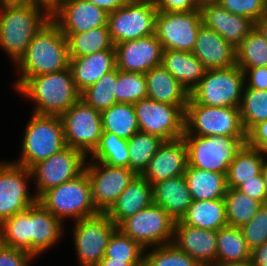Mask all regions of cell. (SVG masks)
I'll return each instance as SVG.
<instances>
[{"label":"cell","mask_w":267,"mask_h":266,"mask_svg":"<svg viewBox=\"0 0 267 266\" xmlns=\"http://www.w3.org/2000/svg\"><path fill=\"white\" fill-rule=\"evenodd\" d=\"M69 65L66 36L50 18L34 35L26 52L14 65L20 75L12 86L17 90L32 76L60 72L69 68Z\"/></svg>","instance_id":"1"},{"label":"cell","mask_w":267,"mask_h":266,"mask_svg":"<svg viewBox=\"0 0 267 266\" xmlns=\"http://www.w3.org/2000/svg\"><path fill=\"white\" fill-rule=\"evenodd\" d=\"M51 18L42 4L0 3V48L16 64L26 52L34 35Z\"/></svg>","instance_id":"2"},{"label":"cell","mask_w":267,"mask_h":266,"mask_svg":"<svg viewBox=\"0 0 267 266\" xmlns=\"http://www.w3.org/2000/svg\"><path fill=\"white\" fill-rule=\"evenodd\" d=\"M15 91L34 104L33 113L57 116L65 113L81 94L70 67L56 73L32 76Z\"/></svg>","instance_id":"3"},{"label":"cell","mask_w":267,"mask_h":266,"mask_svg":"<svg viewBox=\"0 0 267 266\" xmlns=\"http://www.w3.org/2000/svg\"><path fill=\"white\" fill-rule=\"evenodd\" d=\"M65 147L60 116L32 113L22 138L21 156L14 163L31 169Z\"/></svg>","instance_id":"4"},{"label":"cell","mask_w":267,"mask_h":266,"mask_svg":"<svg viewBox=\"0 0 267 266\" xmlns=\"http://www.w3.org/2000/svg\"><path fill=\"white\" fill-rule=\"evenodd\" d=\"M38 202L65 224L66 220L75 222L99 213L92 201L91 184L85 171L76 178L45 191Z\"/></svg>","instance_id":"5"},{"label":"cell","mask_w":267,"mask_h":266,"mask_svg":"<svg viewBox=\"0 0 267 266\" xmlns=\"http://www.w3.org/2000/svg\"><path fill=\"white\" fill-rule=\"evenodd\" d=\"M188 165L200 170L227 174L229 165L247 141V136L183 135Z\"/></svg>","instance_id":"6"},{"label":"cell","mask_w":267,"mask_h":266,"mask_svg":"<svg viewBox=\"0 0 267 266\" xmlns=\"http://www.w3.org/2000/svg\"><path fill=\"white\" fill-rule=\"evenodd\" d=\"M184 119L183 135L247 136L239 107L205 106L190 97Z\"/></svg>","instance_id":"7"},{"label":"cell","mask_w":267,"mask_h":266,"mask_svg":"<svg viewBox=\"0 0 267 266\" xmlns=\"http://www.w3.org/2000/svg\"><path fill=\"white\" fill-rule=\"evenodd\" d=\"M244 88V72L239 66L208 69L190 97L205 106L239 107Z\"/></svg>","instance_id":"8"},{"label":"cell","mask_w":267,"mask_h":266,"mask_svg":"<svg viewBox=\"0 0 267 266\" xmlns=\"http://www.w3.org/2000/svg\"><path fill=\"white\" fill-rule=\"evenodd\" d=\"M175 221L160 205L152 203L123 220L117 229L148 249L172 243Z\"/></svg>","instance_id":"9"},{"label":"cell","mask_w":267,"mask_h":266,"mask_svg":"<svg viewBox=\"0 0 267 266\" xmlns=\"http://www.w3.org/2000/svg\"><path fill=\"white\" fill-rule=\"evenodd\" d=\"M157 8L153 0H130L108 13L107 26L114 44L155 34Z\"/></svg>","instance_id":"10"},{"label":"cell","mask_w":267,"mask_h":266,"mask_svg":"<svg viewBox=\"0 0 267 266\" xmlns=\"http://www.w3.org/2000/svg\"><path fill=\"white\" fill-rule=\"evenodd\" d=\"M72 224V240L79 266H96L104 258L109 239L117 226L106 213H98Z\"/></svg>","instance_id":"11"},{"label":"cell","mask_w":267,"mask_h":266,"mask_svg":"<svg viewBox=\"0 0 267 266\" xmlns=\"http://www.w3.org/2000/svg\"><path fill=\"white\" fill-rule=\"evenodd\" d=\"M60 118L66 146L89 156L98 146L103 133L101 112L80 98Z\"/></svg>","instance_id":"12"},{"label":"cell","mask_w":267,"mask_h":266,"mask_svg":"<svg viewBox=\"0 0 267 266\" xmlns=\"http://www.w3.org/2000/svg\"><path fill=\"white\" fill-rule=\"evenodd\" d=\"M87 158L82 151L66 146L48 159L35 164L31 172L37 198L45 191L81 175L85 171Z\"/></svg>","instance_id":"13"},{"label":"cell","mask_w":267,"mask_h":266,"mask_svg":"<svg viewBox=\"0 0 267 266\" xmlns=\"http://www.w3.org/2000/svg\"><path fill=\"white\" fill-rule=\"evenodd\" d=\"M30 180L31 169L14 160L0 162V223L38 202L36 194L29 191Z\"/></svg>","instance_id":"14"},{"label":"cell","mask_w":267,"mask_h":266,"mask_svg":"<svg viewBox=\"0 0 267 266\" xmlns=\"http://www.w3.org/2000/svg\"><path fill=\"white\" fill-rule=\"evenodd\" d=\"M201 25L199 9L186 12L158 11L155 35L164 50L192 52Z\"/></svg>","instance_id":"15"},{"label":"cell","mask_w":267,"mask_h":266,"mask_svg":"<svg viewBox=\"0 0 267 266\" xmlns=\"http://www.w3.org/2000/svg\"><path fill=\"white\" fill-rule=\"evenodd\" d=\"M133 105L141 132L157 135L165 141L182 138L185 111L180 106L149 98L141 99Z\"/></svg>","instance_id":"16"},{"label":"cell","mask_w":267,"mask_h":266,"mask_svg":"<svg viewBox=\"0 0 267 266\" xmlns=\"http://www.w3.org/2000/svg\"><path fill=\"white\" fill-rule=\"evenodd\" d=\"M85 172L91 184L92 201L99 213H106L136 174L127 167L87 160Z\"/></svg>","instance_id":"17"},{"label":"cell","mask_w":267,"mask_h":266,"mask_svg":"<svg viewBox=\"0 0 267 266\" xmlns=\"http://www.w3.org/2000/svg\"><path fill=\"white\" fill-rule=\"evenodd\" d=\"M51 18L62 33H81L107 26L108 13L86 0H62L51 11Z\"/></svg>","instance_id":"18"},{"label":"cell","mask_w":267,"mask_h":266,"mask_svg":"<svg viewBox=\"0 0 267 266\" xmlns=\"http://www.w3.org/2000/svg\"><path fill=\"white\" fill-rule=\"evenodd\" d=\"M117 69L145 74L162 63L163 46L155 34L115 45Z\"/></svg>","instance_id":"19"},{"label":"cell","mask_w":267,"mask_h":266,"mask_svg":"<svg viewBox=\"0 0 267 266\" xmlns=\"http://www.w3.org/2000/svg\"><path fill=\"white\" fill-rule=\"evenodd\" d=\"M199 10L202 24L216 31L235 48L255 27L252 20L230 13L215 0H204Z\"/></svg>","instance_id":"20"},{"label":"cell","mask_w":267,"mask_h":266,"mask_svg":"<svg viewBox=\"0 0 267 266\" xmlns=\"http://www.w3.org/2000/svg\"><path fill=\"white\" fill-rule=\"evenodd\" d=\"M172 243L201 266L217 264V231L191 227L177 220Z\"/></svg>","instance_id":"21"},{"label":"cell","mask_w":267,"mask_h":266,"mask_svg":"<svg viewBox=\"0 0 267 266\" xmlns=\"http://www.w3.org/2000/svg\"><path fill=\"white\" fill-rule=\"evenodd\" d=\"M187 165V148L184 139L164 141L150 160L142 176L152 185L184 175Z\"/></svg>","instance_id":"22"},{"label":"cell","mask_w":267,"mask_h":266,"mask_svg":"<svg viewBox=\"0 0 267 266\" xmlns=\"http://www.w3.org/2000/svg\"><path fill=\"white\" fill-rule=\"evenodd\" d=\"M192 53L207 70L224 69L237 65L236 48L216 31L203 24L199 28Z\"/></svg>","instance_id":"23"},{"label":"cell","mask_w":267,"mask_h":266,"mask_svg":"<svg viewBox=\"0 0 267 266\" xmlns=\"http://www.w3.org/2000/svg\"><path fill=\"white\" fill-rule=\"evenodd\" d=\"M64 227V223L39 202L30 206L31 254L38 258L55 247L64 236Z\"/></svg>","instance_id":"24"},{"label":"cell","mask_w":267,"mask_h":266,"mask_svg":"<svg viewBox=\"0 0 267 266\" xmlns=\"http://www.w3.org/2000/svg\"><path fill=\"white\" fill-rule=\"evenodd\" d=\"M144 75L147 82V98L180 106L185 111L190 93L162 64L153 67Z\"/></svg>","instance_id":"25"},{"label":"cell","mask_w":267,"mask_h":266,"mask_svg":"<svg viewBox=\"0 0 267 266\" xmlns=\"http://www.w3.org/2000/svg\"><path fill=\"white\" fill-rule=\"evenodd\" d=\"M152 203V185L142 175H136L106 214L118 226Z\"/></svg>","instance_id":"26"},{"label":"cell","mask_w":267,"mask_h":266,"mask_svg":"<svg viewBox=\"0 0 267 266\" xmlns=\"http://www.w3.org/2000/svg\"><path fill=\"white\" fill-rule=\"evenodd\" d=\"M69 67L75 86L81 93L117 67L116 50L99 51L83 57H70Z\"/></svg>","instance_id":"27"},{"label":"cell","mask_w":267,"mask_h":266,"mask_svg":"<svg viewBox=\"0 0 267 266\" xmlns=\"http://www.w3.org/2000/svg\"><path fill=\"white\" fill-rule=\"evenodd\" d=\"M152 194L153 203L160 205L176 221L192 203L184 175L152 184Z\"/></svg>","instance_id":"28"},{"label":"cell","mask_w":267,"mask_h":266,"mask_svg":"<svg viewBox=\"0 0 267 266\" xmlns=\"http://www.w3.org/2000/svg\"><path fill=\"white\" fill-rule=\"evenodd\" d=\"M180 221L188 226L218 231L228 226L224 198L192 200Z\"/></svg>","instance_id":"29"},{"label":"cell","mask_w":267,"mask_h":266,"mask_svg":"<svg viewBox=\"0 0 267 266\" xmlns=\"http://www.w3.org/2000/svg\"><path fill=\"white\" fill-rule=\"evenodd\" d=\"M190 93L205 75L206 68L192 53L164 50L161 63Z\"/></svg>","instance_id":"30"},{"label":"cell","mask_w":267,"mask_h":266,"mask_svg":"<svg viewBox=\"0 0 267 266\" xmlns=\"http://www.w3.org/2000/svg\"><path fill=\"white\" fill-rule=\"evenodd\" d=\"M184 176L192 200L224 198L228 189L226 174L200 170L187 165Z\"/></svg>","instance_id":"31"},{"label":"cell","mask_w":267,"mask_h":266,"mask_svg":"<svg viewBox=\"0 0 267 266\" xmlns=\"http://www.w3.org/2000/svg\"><path fill=\"white\" fill-rule=\"evenodd\" d=\"M264 155L259 149L245 143L229 165L227 187L237 189L246 180L260 174Z\"/></svg>","instance_id":"32"},{"label":"cell","mask_w":267,"mask_h":266,"mask_svg":"<svg viewBox=\"0 0 267 266\" xmlns=\"http://www.w3.org/2000/svg\"><path fill=\"white\" fill-rule=\"evenodd\" d=\"M66 36L69 57H83L104 50H116L108 26L81 33H63Z\"/></svg>","instance_id":"33"},{"label":"cell","mask_w":267,"mask_h":266,"mask_svg":"<svg viewBox=\"0 0 267 266\" xmlns=\"http://www.w3.org/2000/svg\"><path fill=\"white\" fill-rule=\"evenodd\" d=\"M251 260L241 228L227 226L217 231V264L242 263Z\"/></svg>","instance_id":"34"},{"label":"cell","mask_w":267,"mask_h":266,"mask_svg":"<svg viewBox=\"0 0 267 266\" xmlns=\"http://www.w3.org/2000/svg\"><path fill=\"white\" fill-rule=\"evenodd\" d=\"M102 131L111 132L121 139H130L139 130L132 103H116L101 112Z\"/></svg>","instance_id":"35"},{"label":"cell","mask_w":267,"mask_h":266,"mask_svg":"<svg viewBox=\"0 0 267 266\" xmlns=\"http://www.w3.org/2000/svg\"><path fill=\"white\" fill-rule=\"evenodd\" d=\"M0 243L31 254L30 207L0 223Z\"/></svg>","instance_id":"36"},{"label":"cell","mask_w":267,"mask_h":266,"mask_svg":"<svg viewBox=\"0 0 267 266\" xmlns=\"http://www.w3.org/2000/svg\"><path fill=\"white\" fill-rule=\"evenodd\" d=\"M165 140L161 137L138 131L128 139L129 169L142 175L150 160Z\"/></svg>","instance_id":"37"},{"label":"cell","mask_w":267,"mask_h":266,"mask_svg":"<svg viewBox=\"0 0 267 266\" xmlns=\"http://www.w3.org/2000/svg\"><path fill=\"white\" fill-rule=\"evenodd\" d=\"M88 157L92 161L129 168L128 139H121L111 132H103L98 146Z\"/></svg>","instance_id":"38"},{"label":"cell","mask_w":267,"mask_h":266,"mask_svg":"<svg viewBox=\"0 0 267 266\" xmlns=\"http://www.w3.org/2000/svg\"><path fill=\"white\" fill-rule=\"evenodd\" d=\"M228 226L241 228L257 213L262 203L237 189L228 188L225 196Z\"/></svg>","instance_id":"39"},{"label":"cell","mask_w":267,"mask_h":266,"mask_svg":"<svg viewBox=\"0 0 267 266\" xmlns=\"http://www.w3.org/2000/svg\"><path fill=\"white\" fill-rule=\"evenodd\" d=\"M236 63L241 69L267 67V40L255 27L236 48Z\"/></svg>","instance_id":"40"},{"label":"cell","mask_w":267,"mask_h":266,"mask_svg":"<svg viewBox=\"0 0 267 266\" xmlns=\"http://www.w3.org/2000/svg\"><path fill=\"white\" fill-rule=\"evenodd\" d=\"M116 82L117 67L81 92L80 98L95 110L102 112L117 103L114 94L116 92Z\"/></svg>","instance_id":"41"},{"label":"cell","mask_w":267,"mask_h":266,"mask_svg":"<svg viewBox=\"0 0 267 266\" xmlns=\"http://www.w3.org/2000/svg\"><path fill=\"white\" fill-rule=\"evenodd\" d=\"M239 110L243 128L248 133L256 124L267 120V90L245 87Z\"/></svg>","instance_id":"42"},{"label":"cell","mask_w":267,"mask_h":266,"mask_svg":"<svg viewBox=\"0 0 267 266\" xmlns=\"http://www.w3.org/2000/svg\"><path fill=\"white\" fill-rule=\"evenodd\" d=\"M144 253L145 249L139 243L116 229L109 239L105 257L124 260L132 266H143Z\"/></svg>","instance_id":"43"},{"label":"cell","mask_w":267,"mask_h":266,"mask_svg":"<svg viewBox=\"0 0 267 266\" xmlns=\"http://www.w3.org/2000/svg\"><path fill=\"white\" fill-rule=\"evenodd\" d=\"M145 253L143 266H201L173 243L145 249Z\"/></svg>","instance_id":"44"},{"label":"cell","mask_w":267,"mask_h":266,"mask_svg":"<svg viewBox=\"0 0 267 266\" xmlns=\"http://www.w3.org/2000/svg\"><path fill=\"white\" fill-rule=\"evenodd\" d=\"M115 98L117 103H136L147 98L145 75L138 72L120 71L117 69Z\"/></svg>","instance_id":"45"},{"label":"cell","mask_w":267,"mask_h":266,"mask_svg":"<svg viewBox=\"0 0 267 266\" xmlns=\"http://www.w3.org/2000/svg\"><path fill=\"white\" fill-rule=\"evenodd\" d=\"M248 248H254L267 242V203L262 204L254 217L241 227Z\"/></svg>","instance_id":"46"},{"label":"cell","mask_w":267,"mask_h":266,"mask_svg":"<svg viewBox=\"0 0 267 266\" xmlns=\"http://www.w3.org/2000/svg\"><path fill=\"white\" fill-rule=\"evenodd\" d=\"M230 13L242 15L254 23L267 13L263 0H215Z\"/></svg>","instance_id":"47"},{"label":"cell","mask_w":267,"mask_h":266,"mask_svg":"<svg viewBox=\"0 0 267 266\" xmlns=\"http://www.w3.org/2000/svg\"><path fill=\"white\" fill-rule=\"evenodd\" d=\"M35 257L27 251L0 243V266H30Z\"/></svg>","instance_id":"48"},{"label":"cell","mask_w":267,"mask_h":266,"mask_svg":"<svg viewBox=\"0 0 267 266\" xmlns=\"http://www.w3.org/2000/svg\"><path fill=\"white\" fill-rule=\"evenodd\" d=\"M237 190L246 194L248 197L260 201L262 204L267 203V186L262 173L253 176L252 179L246 180Z\"/></svg>","instance_id":"49"},{"label":"cell","mask_w":267,"mask_h":266,"mask_svg":"<svg viewBox=\"0 0 267 266\" xmlns=\"http://www.w3.org/2000/svg\"><path fill=\"white\" fill-rule=\"evenodd\" d=\"M158 11L186 12L197 10L204 0H153Z\"/></svg>","instance_id":"50"},{"label":"cell","mask_w":267,"mask_h":266,"mask_svg":"<svg viewBox=\"0 0 267 266\" xmlns=\"http://www.w3.org/2000/svg\"><path fill=\"white\" fill-rule=\"evenodd\" d=\"M244 72L245 87L267 90V67L241 69Z\"/></svg>","instance_id":"51"},{"label":"cell","mask_w":267,"mask_h":266,"mask_svg":"<svg viewBox=\"0 0 267 266\" xmlns=\"http://www.w3.org/2000/svg\"><path fill=\"white\" fill-rule=\"evenodd\" d=\"M246 143L267 154V120L256 124L247 133Z\"/></svg>","instance_id":"52"},{"label":"cell","mask_w":267,"mask_h":266,"mask_svg":"<svg viewBox=\"0 0 267 266\" xmlns=\"http://www.w3.org/2000/svg\"><path fill=\"white\" fill-rule=\"evenodd\" d=\"M105 10L107 13L116 11L126 5L130 0H86Z\"/></svg>","instance_id":"53"},{"label":"cell","mask_w":267,"mask_h":266,"mask_svg":"<svg viewBox=\"0 0 267 266\" xmlns=\"http://www.w3.org/2000/svg\"><path fill=\"white\" fill-rule=\"evenodd\" d=\"M253 266H267V242L251 251Z\"/></svg>","instance_id":"54"},{"label":"cell","mask_w":267,"mask_h":266,"mask_svg":"<svg viewBox=\"0 0 267 266\" xmlns=\"http://www.w3.org/2000/svg\"><path fill=\"white\" fill-rule=\"evenodd\" d=\"M96 266H132L128 262H124V260H113L110 258H104L96 265Z\"/></svg>","instance_id":"55"},{"label":"cell","mask_w":267,"mask_h":266,"mask_svg":"<svg viewBox=\"0 0 267 266\" xmlns=\"http://www.w3.org/2000/svg\"><path fill=\"white\" fill-rule=\"evenodd\" d=\"M255 28L267 40V13L255 22Z\"/></svg>","instance_id":"56"},{"label":"cell","mask_w":267,"mask_h":266,"mask_svg":"<svg viewBox=\"0 0 267 266\" xmlns=\"http://www.w3.org/2000/svg\"><path fill=\"white\" fill-rule=\"evenodd\" d=\"M2 4H41L38 0H0Z\"/></svg>","instance_id":"57"},{"label":"cell","mask_w":267,"mask_h":266,"mask_svg":"<svg viewBox=\"0 0 267 266\" xmlns=\"http://www.w3.org/2000/svg\"><path fill=\"white\" fill-rule=\"evenodd\" d=\"M43 6L52 11L62 0H38Z\"/></svg>","instance_id":"58"},{"label":"cell","mask_w":267,"mask_h":266,"mask_svg":"<svg viewBox=\"0 0 267 266\" xmlns=\"http://www.w3.org/2000/svg\"><path fill=\"white\" fill-rule=\"evenodd\" d=\"M261 173L263 175L264 182L266 183V186H267V154L264 155V160H263V163H262Z\"/></svg>","instance_id":"59"},{"label":"cell","mask_w":267,"mask_h":266,"mask_svg":"<svg viewBox=\"0 0 267 266\" xmlns=\"http://www.w3.org/2000/svg\"><path fill=\"white\" fill-rule=\"evenodd\" d=\"M214 266H253L251 260L242 263L215 264Z\"/></svg>","instance_id":"60"}]
</instances>
